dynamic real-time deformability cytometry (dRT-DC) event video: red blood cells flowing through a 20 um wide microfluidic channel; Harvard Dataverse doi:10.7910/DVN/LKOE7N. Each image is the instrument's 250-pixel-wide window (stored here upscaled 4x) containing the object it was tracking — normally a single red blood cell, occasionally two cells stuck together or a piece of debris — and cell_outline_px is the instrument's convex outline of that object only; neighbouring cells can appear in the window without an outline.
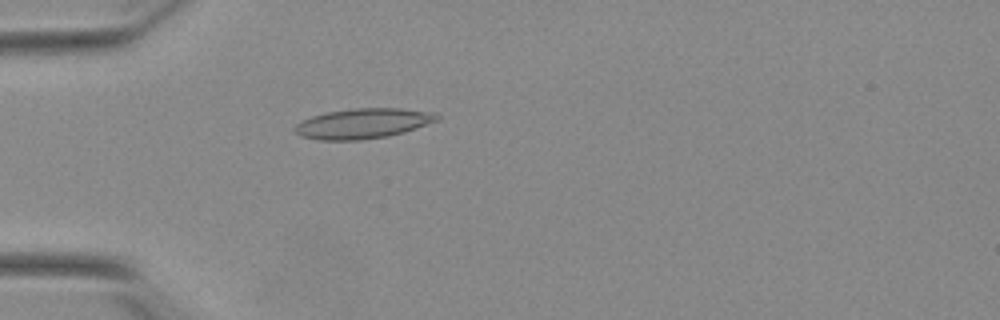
{"species": "Egyptian fruit bat (a non-hibernating species)", "species_latin": "Rousettus aegyptiacus", "temperature_condition": "warm", "stored_images_in_passage": 39, "camera_frame_rate_fps": 3000, "um_per_image_px": 0.085, "animal": {"sex": "female"}, "frame": {"image": 1, "passage_image": 4, "time_ms": 1.0, "image_size_px": [1000, 320], "cell_outline_px": [[440, 120], [404, 132], [388, 136], [360, 140], [320, 140], [300, 136], [292, 128], [296, 124], [312, 116], [328, 112], [352, 108], [400, 108], [436, 112], [440, 116]], "centroid_in_image_um": [30.89, 10.49], "position_along_channel_um": 54.1, "area_um2": 25.09}}
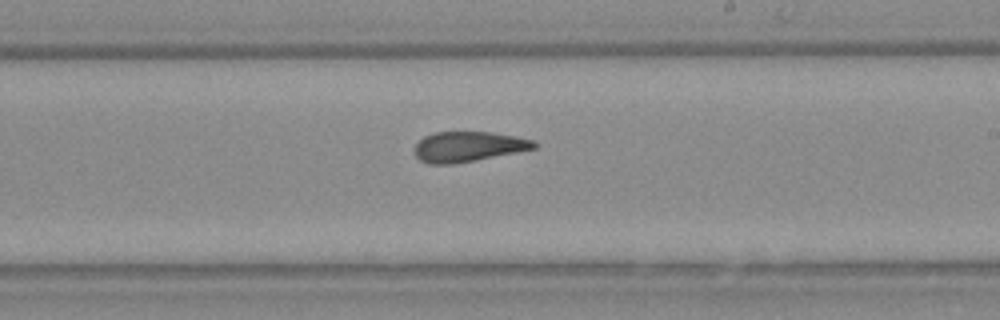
{"frame": {"image": 2, "passage_image": 20, "time_ms": 6.333, "image_size_px": [1000, 320], "cell_outline_px": [[536, 148], [516, 152], [452, 164], [428, 164], [420, 160], [416, 156], [416, 144], [424, 136], [432, 132], [492, 132], [516, 136], [536, 140]], "centroid_in_image_um": [39.8, 12.45], "position_along_channel_um": 249.2, "area_um2": 20.87}}
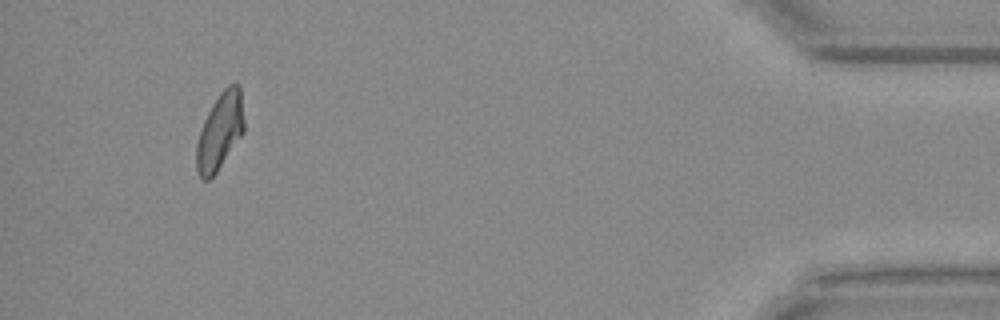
{"frame": {"image": 3, "passage_image": 38, "time_ms": 12.333, "image_size_px": [1000, 320], "cell_outline_px": [[244, 132], [216, 172], [208, 180], [204, 180], [200, 176], [196, 168], [196, 144], [200, 128], [212, 104], [220, 92], [228, 84], [240, 84], [244, 120]], "centroid_in_image_um": [18.69, 11.14], "position_along_channel_um": 416.5, "area_um2": 21.27}}